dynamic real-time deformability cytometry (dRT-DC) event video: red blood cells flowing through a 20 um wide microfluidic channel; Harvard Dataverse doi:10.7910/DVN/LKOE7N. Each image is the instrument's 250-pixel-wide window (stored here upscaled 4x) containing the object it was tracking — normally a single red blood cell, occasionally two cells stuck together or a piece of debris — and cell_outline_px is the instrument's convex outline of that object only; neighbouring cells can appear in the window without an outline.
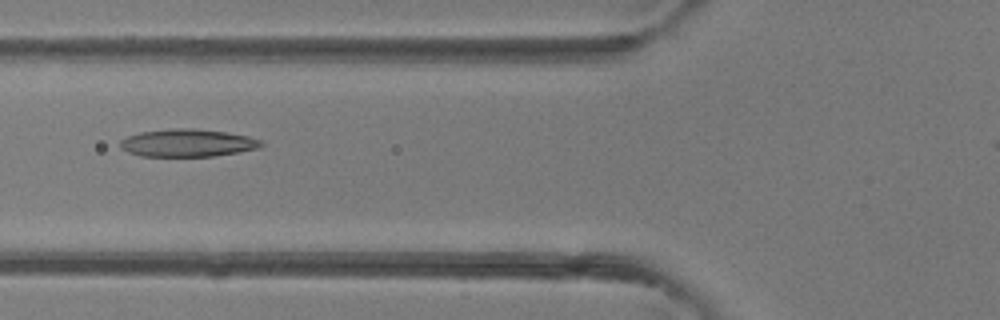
{"species": "common noctule bat (a hibernating species)", "species_latin": "Nyctalus noctula", "temperature_condition": "room temperature", "stored_images_in_passage": 3, "camera_frame_rate_fps": 3000, "um_per_image_px": 0.085, "animal": {"sex": "female"}, "frame": {"image": 1, "passage_image": 2, "time_ms": 1.0, "image_size_px": [1000, 320], "cell_outline_px": [[264, 144], [260, 148], [212, 156], [140, 156], [128, 152], [120, 148], [120, 140], [128, 136], [140, 132], [172, 128], [192, 128], [228, 132], [248, 136], [260, 140]], "centroid_in_image_um": [15.93, 12.14], "position_along_channel_um": 109.9, "area_um2": 22.72}}
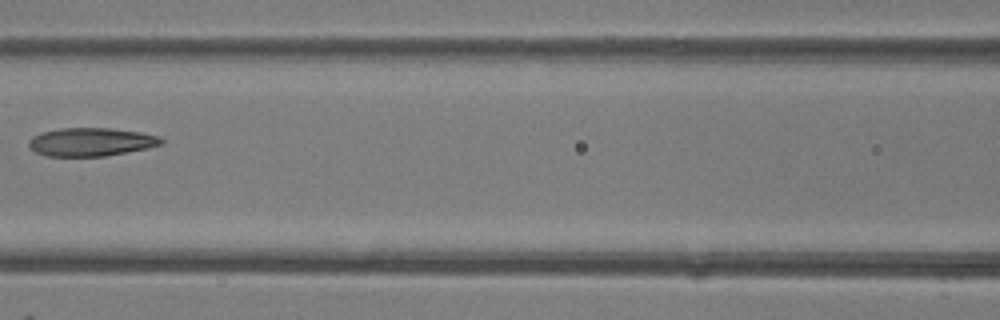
{"frame": {"image": 2, "passage_image": 3, "time_ms": 2.0, "image_size_px": [1000, 320], "cell_outline_px": [[164, 144], [148, 148], [104, 156], [44, 156], [36, 152], [28, 144], [28, 140], [32, 136], [40, 132], [60, 128], [112, 128], [140, 132], [160, 136], [164, 140]], "centroid_in_image_um": [7.75, 12.06], "position_along_channel_um": 158.9, "area_um2": 22.02}}